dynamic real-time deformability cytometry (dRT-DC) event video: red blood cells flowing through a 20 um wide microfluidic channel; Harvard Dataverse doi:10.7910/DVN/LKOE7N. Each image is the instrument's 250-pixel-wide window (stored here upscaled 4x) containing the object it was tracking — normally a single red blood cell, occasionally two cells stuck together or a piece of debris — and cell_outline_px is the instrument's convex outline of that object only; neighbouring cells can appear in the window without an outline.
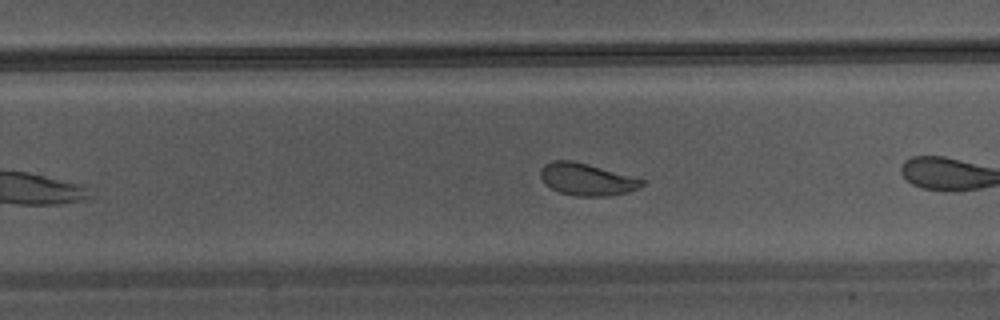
{"species": "Egyptian fruit bat (a non-hibernating species)", "species_latin": "Rousettus aegyptiacus", "temperature_condition": "warm", "stored_images_in_passage": 26, "camera_frame_rate_fps": 3000, "um_per_image_px": 0.085, "animal": {"sex": "male"}, "frame": {"image": 1, "passage_image": 15, "time_ms": 4.667, "image_size_px": [1000, 320], "cell_outline_px": [[644, 184], [628, 192], [608, 196], [576, 196], [560, 192], [544, 184], [540, 176], [540, 168], [544, 164], [552, 160], [572, 160], [588, 164], [632, 176], [644, 180]], "centroid_in_image_um": [49.83, 15.23], "position_along_channel_um": 280.0, "area_um2": 18.96}}